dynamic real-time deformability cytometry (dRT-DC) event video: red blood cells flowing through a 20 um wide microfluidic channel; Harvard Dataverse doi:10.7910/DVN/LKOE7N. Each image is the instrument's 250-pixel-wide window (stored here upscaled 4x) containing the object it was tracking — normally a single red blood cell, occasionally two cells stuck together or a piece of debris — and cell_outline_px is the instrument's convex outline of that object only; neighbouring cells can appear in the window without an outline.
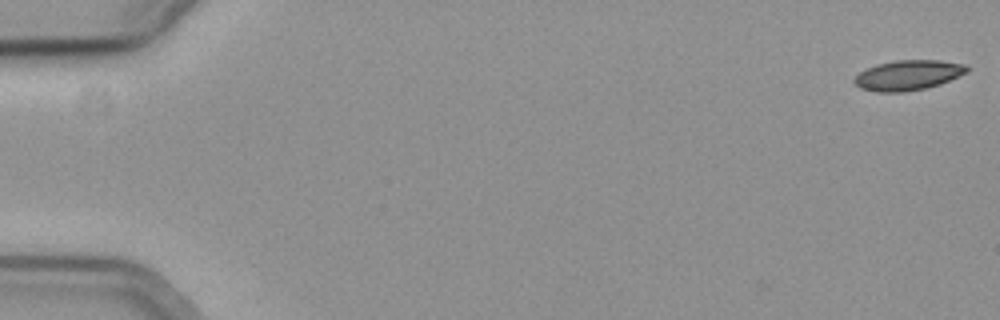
{"species": "common noctule bat (a hibernating species)", "species_latin": "Nyctalus noctula", "temperature_condition": "cold", "stored_images_in_passage": 46, "camera_frame_rate_fps": 3000, "um_per_image_px": 0.085, "animal": {"sex": "female", "body_mass_g": 19.3, "forearm_length_mm": 54.1}, "frame": {"image": 1, "passage_image": 1, "time_ms": 0.0, "image_size_px": [1000, 320], "cell_outline_px": [[968, 72], [940, 84], [924, 88], [904, 92], [876, 92], [860, 88], [852, 80], [860, 72], [876, 64], [896, 60], [940, 60], [964, 64], [968, 68]], "centroid_in_image_um": [77.18, 6.39], "position_along_channel_um": 7.8, "area_um2": 19.65}}
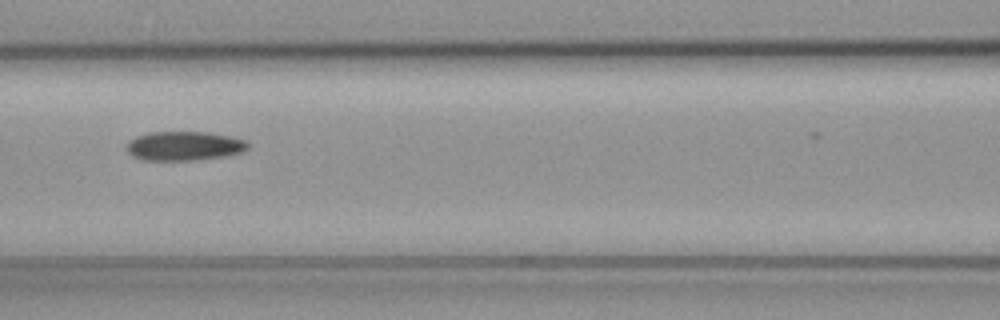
{"frame": {"image": 2, "passage_image": 26, "time_ms": 8.333, "image_size_px": [1000, 320], "cell_outline_px": [[248, 148], [240, 152], [224, 156], [192, 160], [140, 160], [132, 156], [124, 148], [128, 140], [136, 136], [148, 132], [208, 132], [248, 140]], "centroid_in_image_um": [15.59, 12.4], "position_along_channel_um": 151.0, "area_um2": 20.75}}
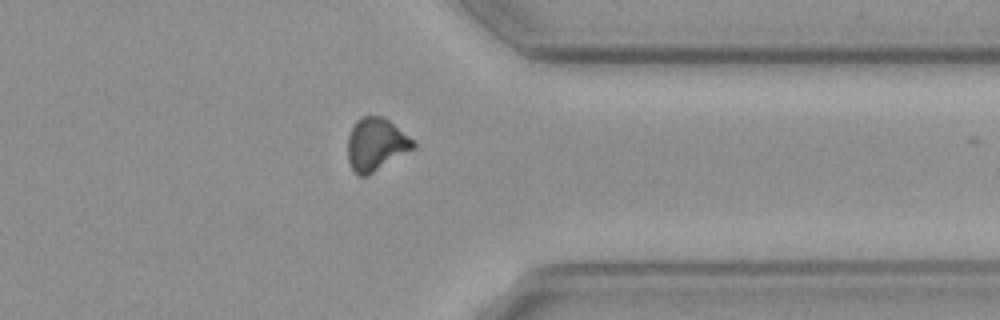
{"frame": {"image": 3, "passage_image": 45, "time_ms": 14.667, "image_size_px": [1000, 320], "cell_outline_px": [[416, 148], [368, 176], [356, 176], [352, 172], [348, 160], [348, 136], [356, 120], [360, 116], [384, 116], [412, 140], [416, 144]], "centroid_in_image_um": [31.94, 12.3], "position_along_channel_um": 379.5, "area_um2": 20.35}}